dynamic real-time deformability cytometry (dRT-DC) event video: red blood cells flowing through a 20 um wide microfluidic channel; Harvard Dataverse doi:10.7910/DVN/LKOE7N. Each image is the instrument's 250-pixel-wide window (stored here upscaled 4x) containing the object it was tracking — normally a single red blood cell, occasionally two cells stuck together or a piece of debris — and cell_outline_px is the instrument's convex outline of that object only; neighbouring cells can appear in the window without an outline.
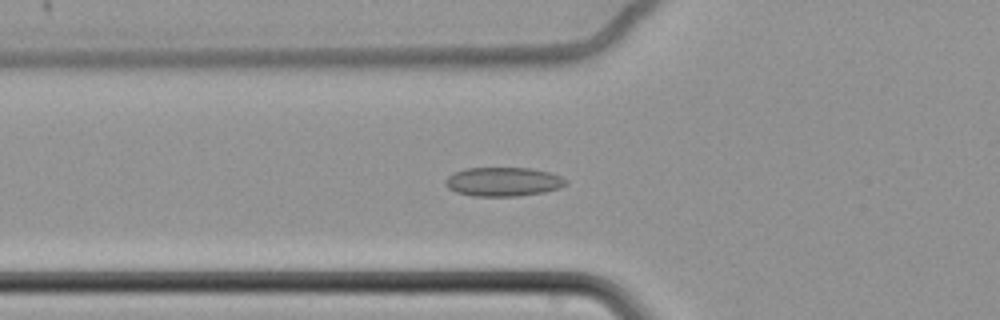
{"species": "common noctule bat (a hibernating species)", "species_latin": "Nyctalus noctula", "temperature_condition": "cold", "stored_images_in_passage": 44, "camera_frame_rate_fps": 3000, "um_per_image_px": 0.085, "animal": {"sex": "female", "body_mass_g": 22.7, "forearm_length_mm": 54.2}, "frame": {"image": 1, "passage_image": 5, "time_ms": 1.333, "image_size_px": [1000, 320], "cell_outline_px": [[568, 180], [560, 188], [544, 192], [516, 196], [472, 196], [456, 192], [448, 188], [444, 184], [444, 180], [448, 176], [464, 168], [532, 168], [548, 172], [560, 176]], "centroid_in_image_um": [42.74, 15.45], "position_along_channel_um": 83.1, "area_um2": 20.35}}
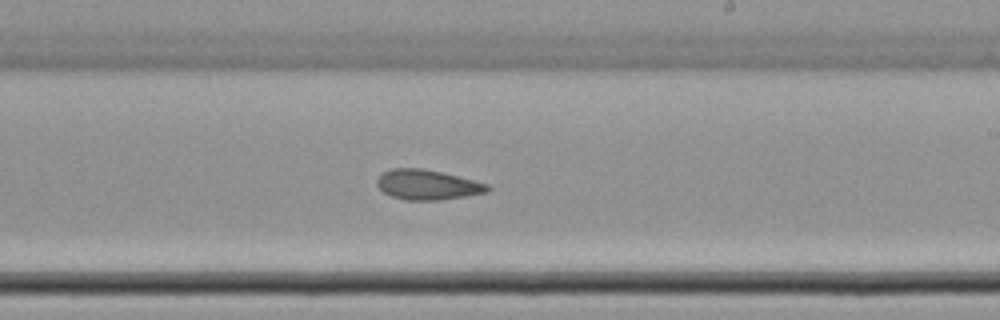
{"frame": {"image": 2, "passage_image": 20, "time_ms": 6.333, "image_size_px": [1000, 320], "cell_outline_px": [[492, 188], [488, 192], [440, 200], [404, 200], [392, 196], [384, 192], [376, 184], [376, 180], [384, 172], [392, 168], [424, 168], [488, 184]], "centroid_in_image_um": [36.32, 15.71], "position_along_channel_um": 252.7, "area_um2": 19.13}}
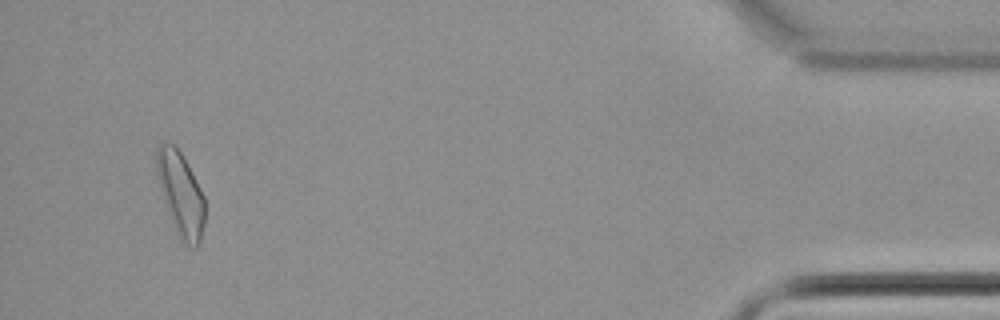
{"frame": {"image": 3, "passage_image": 41, "time_ms": 13.333, "image_size_px": [1000, 320], "cell_outline_px": [[204, 224], [200, 240], [196, 248], [192, 248], [176, 232], [168, 212], [156, 176], [156, 148], [160, 144], [172, 144], [180, 152], [200, 188], [204, 196]], "centroid_in_image_um": [15.34, 16.49], "position_along_channel_um": 419.9, "area_um2": 22.95}, "authors_computed_cell_mechanics": {"area_um2": 19.9699, "velocity_mm_per_s": 3.4025, "shape_relaxation_time_tau1_ms": null, "shape_relaxation_time_tau2_ms": 3.8226, "deformation_change_tau1": null, "deformation_change_tau2": 0.0882}}